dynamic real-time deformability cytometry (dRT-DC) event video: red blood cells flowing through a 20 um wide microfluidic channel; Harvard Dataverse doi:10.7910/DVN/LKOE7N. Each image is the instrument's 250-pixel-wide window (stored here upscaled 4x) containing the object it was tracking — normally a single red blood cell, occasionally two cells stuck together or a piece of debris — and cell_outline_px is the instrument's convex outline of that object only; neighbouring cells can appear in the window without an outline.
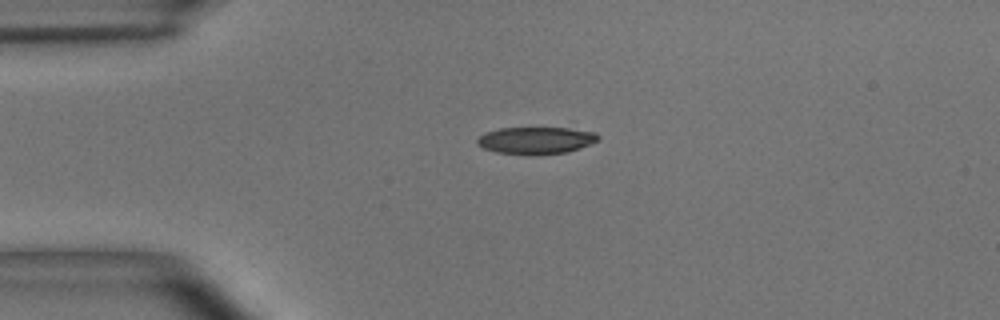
{"species": "common noctule bat (a hibernating species)", "species_latin": "Nyctalus noctula", "temperature_condition": "room temperature", "stored_images_in_passage": 43, "camera_frame_rate_fps": 3000, "um_per_image_px": 0.085, "animal": {"sex": "male", "body_mass_g": 15.6}, "frame": {"image": 1, "passage_image": 1, "time_ms": 0.0, "image_size_px": [1000, 320], "cell_outline_px": [[600, 140], [580, 148], [568, 152], [536, 156], [496, 152], [484, 148], [476, 144], [476, 140], [484, 132], [500, 128], [568, 128], [596, 132], [600, 136]], "centroid_in_image_um": [45.57, 11.94], "position_along_channel_um": 39.4, "area_um2": 19.42}}
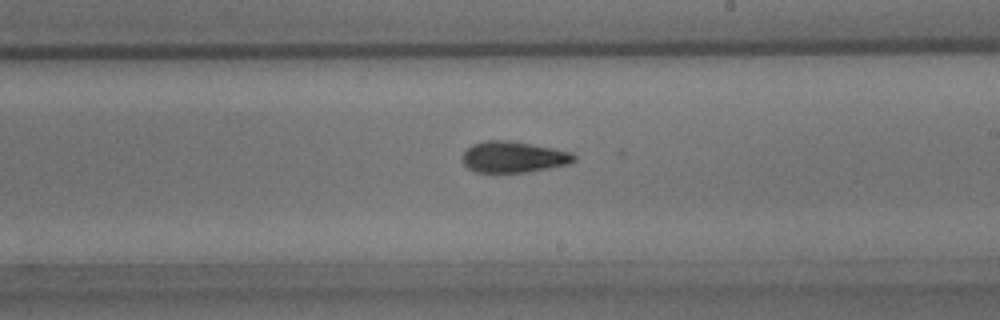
{"frame": {"image": 2, "passage_image": 20, "time_ms": 6.333, "image_size_px": [1000, 320], "cell_outline_px": [[576, 160], [568, 164], [548, 168], [524, 172], [476, 172], [468, 168], [464, 164], [464, 152], [472, 144], [484, 140], [504, 140], [552, 148], [572, 152], [576, 156]], "centroid_in_image_um": [43.65, 13.34], "position_along_channel_um": 245.4, "area_um2": 19.94}}
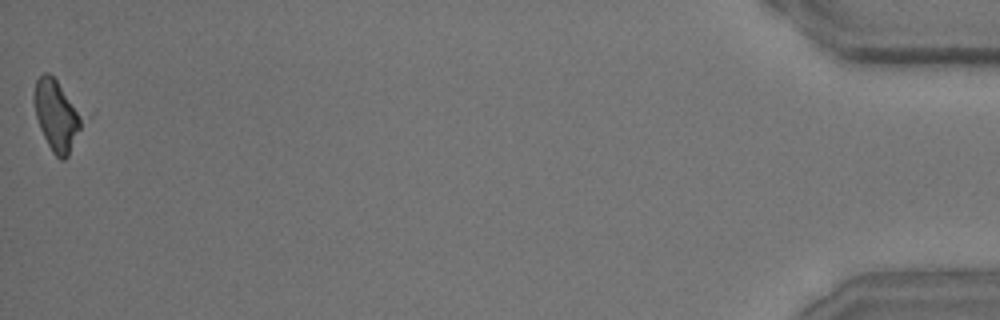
{"frame": {"image": 3, "passage_image": 43, "time_ms": 14.0, "image_size_px": [1000, 320], "cell_outline_px": [[96, 112], [68, 156], [64, 160], [60, 160], [52, 152], [40, 128], [36, 116], [32, 100], [32, 96], [36, 80], [44, 72], [48, 72]], "centroid_in_image_um": [5.08, 9.75], "position_along_channel_um": 430.1, "area_um2": 23.18}, "authors_computed_cell_mechanics": {"area_um2": 20.519, "velocity_mm_per_s": 3.6429, "shape_relaxation_time_tau1_ms": 3.425, "shape_relaxation_time_tau2_ms": 3.3214, "deformation_change_tau1": 0.143, "deformation_change_tau2": 0.122}}